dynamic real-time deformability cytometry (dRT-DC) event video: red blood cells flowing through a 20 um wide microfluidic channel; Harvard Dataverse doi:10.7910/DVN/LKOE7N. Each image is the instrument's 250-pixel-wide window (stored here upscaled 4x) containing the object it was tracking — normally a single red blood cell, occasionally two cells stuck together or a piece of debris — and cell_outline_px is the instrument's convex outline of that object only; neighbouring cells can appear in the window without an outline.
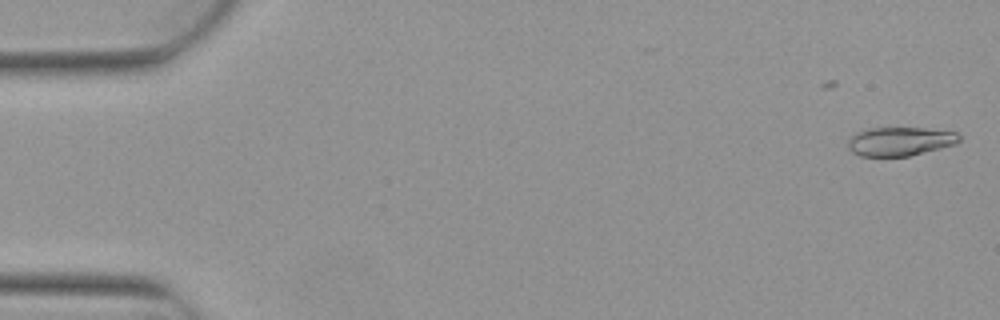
{"species": "Egyptian fruit bat (a non-hibernating species)", "species_latin": "Rousettus aegyptiacus", "temperature_condition": "warm", "stored_images_in_passage": 5, "camera_frame_rate_fps": 3000, "um_per_image_px": 0.085, "animal": {"sex": "female"}, "frame": {"image": 1, "passage_image": 2, "time_ms": 0.333, "image_size_px": [1000, 320], "cell_outline_px": [[960, 140], [956, 144], [908, 156], [860, 156], [852, 152], [848, 148], [848, 136], [856, 132], [868, 128], [924, 128], [956, 132], [960, 136]], "centroid_in_image_um": [76.46, 12.01], "position_along_channel_um": 8.5, "area_um2": 18.73}}
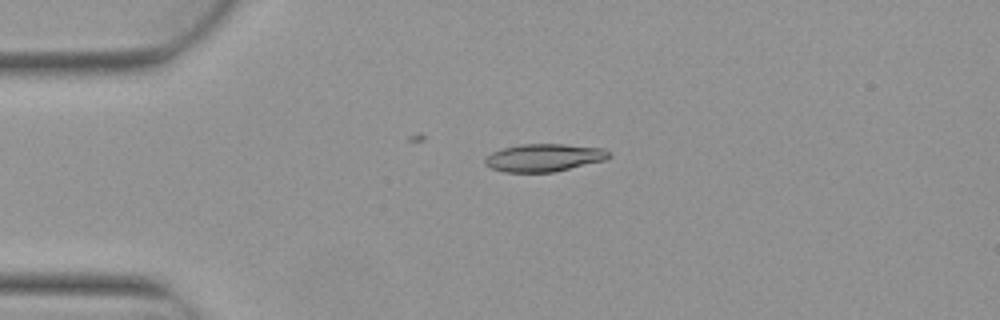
{"frame": {"image": 2, "passage_image": 4, "time_ms": 1.0, "image_size_px": [1000, 320], "cell_outline_px": [[612, 156], [604, 160], [556, 172], [504, 172], [492, 168], [484, 164], [484, 160], [492, 152], [504, 148], [520, 144], [564, 144], [604, 148]], "centroid_in_image_um": [46.25, 13.4], "position_along_channel_um": 38.7, "area_um2": 20.0}}